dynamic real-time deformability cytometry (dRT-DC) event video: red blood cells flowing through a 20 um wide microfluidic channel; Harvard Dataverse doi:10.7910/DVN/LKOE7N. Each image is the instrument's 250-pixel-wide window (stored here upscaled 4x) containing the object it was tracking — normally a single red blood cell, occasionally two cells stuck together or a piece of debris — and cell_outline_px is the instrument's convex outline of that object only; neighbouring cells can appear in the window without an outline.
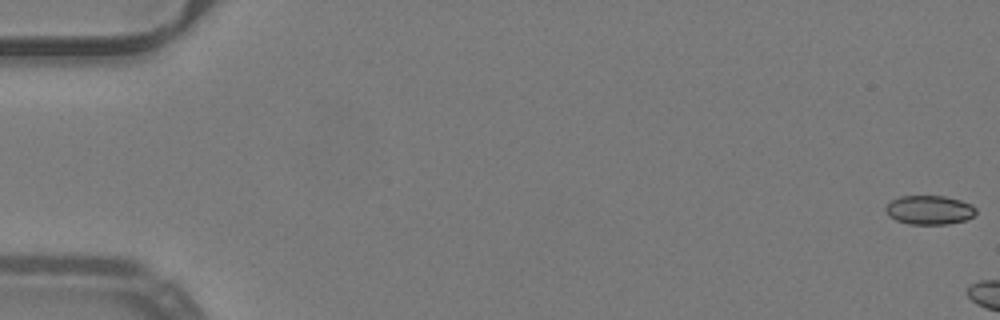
{"species": "common noctule bat (a hibernating species)", "species_latin": "Nyctalus noctula", "temperature_condition": "warm", "stored_images_in_passage": 5, "camera_frame_rate_fps": 3000, "um_per_image_px": 0.085, "animal": {"sex": "male", "body_mass_g": 19.2, "forearm_length_mm": 51.8}, "frame": {"image": 1, "passage_image": 1, "time_ms": 0.0, "image_size_px": [1000, 320], "cell_outline_px": [[976, 212], [972, 216], [964, 220], [948, 224], [908, 224], [896, 220], [888, 216], [884, 208], [892, 200], [900, 196], [944, 196], [960, 200], [972, 204], [976, 208]], "centroid_in_image_um": [78.98, 17.85], "position_along_channel_um": 6.0, "area_um2": 15.26}}